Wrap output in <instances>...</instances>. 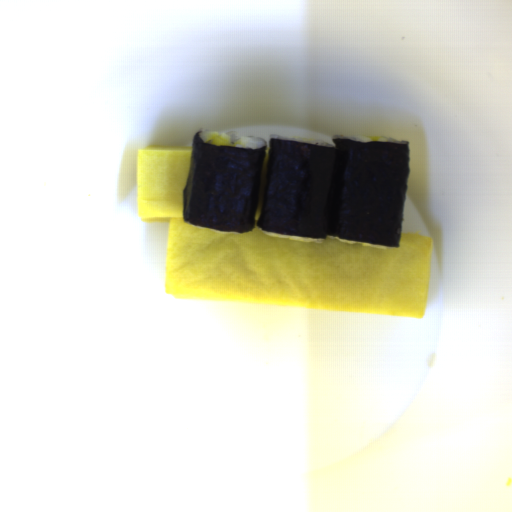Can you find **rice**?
Listing matches in <instances>:
<instances>
[{
  "label": "rice",
  "mask_w": 512,
  "mask_h": 512,
  "mask_svg": "<svg viewBox=\"0 0 512 512\" xmlns=\"http://www.w3.org/2000/svg\"><path fill=\"white\" fill-rule=\"evenodd\" d=\"M200 138L204 143H209L216 137H221L228 143L232 145V147H243V148H251V149H260L264 146H267V142L262 138L257 136H241L235 131H216L207 128H200Z\"/></svg>",
  "instance_id": "652b925c"
},
{
  "label": "rice",
  "mask_w": 512,
  "mask_h": 512,
  "mask_svg": "<svg viewBox=\"0 0 512 512\" xmlns=\"http://www.w3.org/2000/svg\"><path fill=\"white\" fill-rule=\"evenodd\" d=\"M270 140L271 139H282V140H292V141H302L307 143H312L316 145L321 146H333L330 142L322 139V138H304V137H297V136H291V135H278V134H270Z\"/></svg>",
  "instance_id": "023b6e5f"
},
{
  "label": "rice",
  "mask_w": 512,
  "mask_h": 512,
  "mask_svg": "<svg viewBox=\"0 0 512 512\" xmlns=\"http://www.w3.org/2000/svg\"><path fill=\"white\" fill-rule=\"evenodd\" d=\"M262 231L265 233L266 236L278 237V238H283V239H288V240H293V241H298V242H318V243H322L325 240L324 238L292 236V235L268 232V231H266L264 229H262Z\"/></svg>",
  "instance_id": "8eca5e8b"
},
{
  "label": "rice",
  "mask_w": 512,
  "mask_h": 512,
  "mask_svg": "<svg viewBox=\"0 0 512 512\" xmlns=\"http://www.w3.org/2000/svg\"><path fill=\"white\" fill-rule=\"evenodd\" d=\"M334 139H345L354 142H373L368 136L363 135H347V134H337Z\"/></svg>",
  "instance_id": "acb35da6"
},
{
  "label": "rice",
  "mask_w": 512,
  "mask_h": 512,
  "mask_svg": "<svg viewBox=\"0 0 512 512\" xmlns=\"http://www.w3.org/2000/svg\"><path fill=\"white\" fill-rule=\"evenodd\" d=\"M327 237H329L330 239H336V240H339V241H342V242H346V243H350V244H355V245H359V246H363V247H370V248L383 249V250L387 249V248H392V247L378 246V245H372V244L358 243V242L346 240V239L335 237V236H331V235H328Z\"/></svg>",
  "instance_id": "b023fe2a"
},
{
  "label": "rice",
  "mask_w": 512,
  "mask_h": 512,
  "mask_svg": "<svg viewBox=\"0 0 512 512\" xmlns=\"http://www.w3.org/2000/svg\"><path fill=\"white\" fill-rule=\"evenodd\" d=\"M376 142H392V143H400V142H406V141H401L399 139H396L394 137H390V136H383L382 138H380L378 141Z\"/></svg>",
  "instance_id": "e3fd555f"
}]
</instances>
